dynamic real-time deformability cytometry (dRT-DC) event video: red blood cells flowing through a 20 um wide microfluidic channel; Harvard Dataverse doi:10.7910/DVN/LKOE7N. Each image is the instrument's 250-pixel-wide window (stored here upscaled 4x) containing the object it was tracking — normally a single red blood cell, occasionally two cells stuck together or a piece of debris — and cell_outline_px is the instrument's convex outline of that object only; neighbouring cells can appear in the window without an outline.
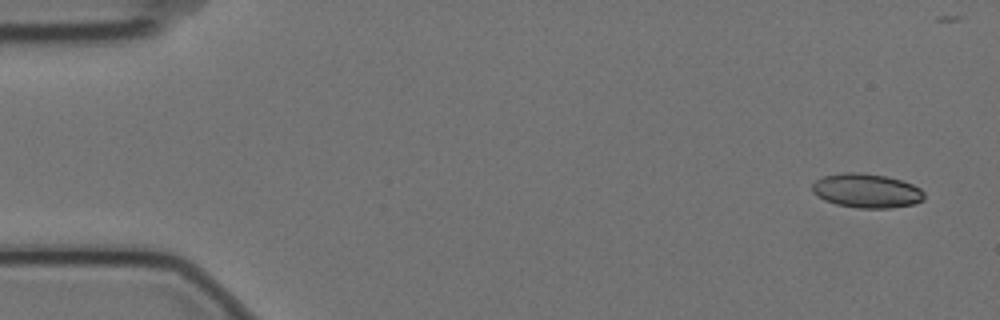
{"species": "Egyptian fruit bat (a non-hibernating species)", "species_latin": "Rousettus aegyptiacus", "temperature_condition": "cold", "stored_images_in_passage": 5, "camera_frame_rate_fps": 3000, "um_per_image_px": 0.085, "animal": {"sex": "female"}, "frame": {"image": 1, "passage_image": 1, "time_ms": 0.0, "image_size_px": [1000, 320], "cell_outline_px": [[924, 200], [916, 204], [892, 208], [860, 208], [836, 204], [824, 200], [816, 196], [812, 192], [812, 184], [816, 180], [824, 176], [840, 172], [860, 172], [884, 176], [900, 180], [912, 184], [920, 188], [924, 192]], "centroid_in_image_um": [73.66, 16.22], "position_along_channel_um": 11.3, "area_um2": 22.48}}
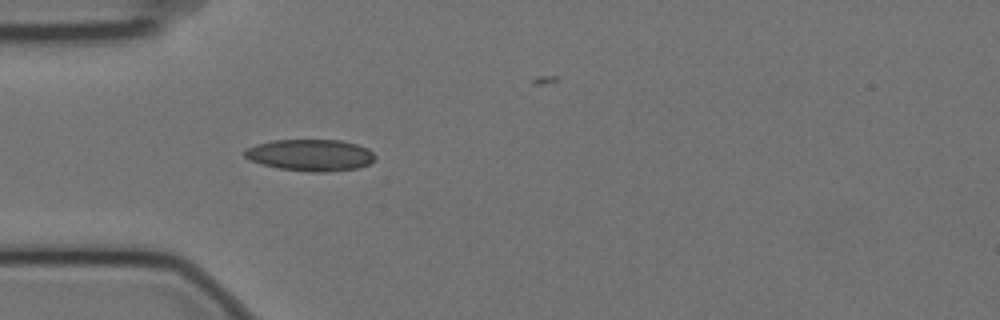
{"frame": {"image": 2, "passage_image": 5, "time_ms": 1.333, "image_size_px": [1000, 320], "cell_outline_px": [[376, 156], [368, 164], [356, 168], [328, 172], [308, 172], [280, 168], [264, 164], [252, 160], [244, 156], [244, 148], [256, 144], [272, 140], [340, 140], [356, 144], [368, 148]], "centroid_in_image_um": [26.38, 13.17], "position_along_channel_um": 58.6, "area_um2": 23.93}}